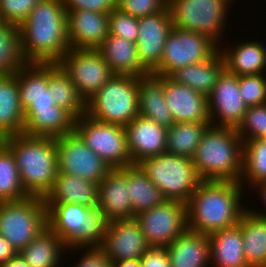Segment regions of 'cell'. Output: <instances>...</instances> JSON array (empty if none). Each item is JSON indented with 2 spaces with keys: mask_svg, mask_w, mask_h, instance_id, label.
Segmentation results:
<instances>
[{
  "mask_svg": "<svg viewBox=\"0 0 266 267\" xmlns=\"http://www.w3.org/2000/svg\"><path fill=\"white\" fill-rule=\"evenodd\" d=\"M24 111L21 107L17 72L0 74V136L22 134Z\"/></svg>",
  "mask_w": 266,
  "mask_h": 267,
  "instance_id": "27",
  "label": "cell"
},
{
  "mask_svg": "<svg viewBox=\"0 0 266 267\" xmlns=\"http://www.w3.org/2000/svg\"><path fill=\"white\" fill-rule=\"evenodd\" d=\"M242 188L238 181H202L186 203L187 228L209 235L239 224L247 210Z\"/></svg>",
  "mask_w": 266,
  "mask_h": 267,
  "instance_id": "3",
  "label": "cell"
},
{
  "mask_svg": "<svg viewBox=\"0 0 266 267\" xmlns=\"http://www.w3.org/2000/svg\"><path fill=\"white\" fill-rule=\"evenodd\" d=\"M138 32V18L124 13L118 7L109 13V34L136 43L139 36Z\"/></svg>",
  "mask_w": 266,
  "mask_h": 267,
  "instance_id": "41",
  "label": "cell"
},
{
  "mask_svg": "<svg viewBox=\"0 0 266 267\" xmlns=\"http://www.w3.org/2000/svg\"><path fill=\"white\" fill-rule=\"evenodd\" d=\"M239 89L247 108L266 104V78L263 74L239 76Z\"/></svg>",
  "mask_w": 266,
  "mask_h": 267,
  "instance_id": "40",
  "label": "cell"
},
{
  "mask_svg": "<svg viewBox=\"0 0 266 267\" xmlns=\"http://www.w3.org/2000/svg\"><path fill=\"white\" fill-rule=\"evenodd\" d=\"M210 264L215 267H249L244 256L241 227L237 224L231 228L209 234Z\"/></svg>",
  "mask_w": 266,
  "mask_h": 267,
  "instance_id": "30",
  "label": "cell"
},
{
  "mask_svg": "<svg viewBox=\"0 0 266 267\" xmlns=\"http://www.w3.org/2000/svg\"><path fill=\"white\" fill-rule=\"evenodd\" d=\"M171 267H206L211 262L209 235L186 229L166 246Z\"/></svg>",
  "mask_w": 266,
  "mask_h": 267,
  "instance_id": "25",
  "label": "cell"
},
{
  "mask_svg": "<svg viewBox=\"0 0 266 267\" xmlns=\"http://www.w3.org/2000/svg\"><path fill=\"white\" fill-rule=\"evenodd\" d=\"M18 252L12 245L0 234V265L15 257Z\"/></svg>",
  "mask_w": 266,
  "mask_h": 267,
  "instance_id": "47",
  "label": "cell"
},
{
  "mask_svg": "<svg viewBox=\"0 0 266 267\" xmlns=\"http://www.w3.org/2000/svg\"><path fill=\"white\" fill-rule=\"evenodd\" d=\"M254 187H255L256 189H258L257 192L259 193L260 197H262L261 199H263L262 201H263L264 205H266V181H262V182L256 184L255 186H253L252 188H254ZM249 210H250L253 214L257 215V216L266 218V214H265V212H264V213H263V212H259V211L257 212V210L254 211V210H252V209H249Z\"/></svg>",
  "mask_w": 266,
  "mask_h": 267,
  "instance_id": "48",
  "label": "cell"
},
{
  "mask_svg": "<svg viewBox=\"0 0 266 267\" xmlns=\"http://www.w3.org/2000/svg\"><path fill=\"white\" fill-rule=\"evenodd\" d=\"M236 130L243 142L261 138L266 130V104L248 107Z\"/></svg>",
  "mask_w": 266,
  "mask_h": 267,
  "instance_id": "39",
  "label": "cell"
},
{
  "mask_svg": "<svg viewBox=\"0 0 266 267\" xmlns=\"http://www.w3.org/2000/svg\"><path fill=\"white\" fill-rule=\"evenodd\" d=\"M41 0H0V18L3 22L20 25Z\"/></svg>",
  "mask_w": 266,
  "mask_h": 267,
  "instance_id": "42",
  "label": "cell"
},
{
  "mask_svg": "<svg viewBox=\"0 0 266 267\" xmlns=\"http://www.w3.org/2000/svg\"><path fill=\"white\" fill-rule=\"evenodd\" d=\"M238 225L241 227L247 265L266 267V218L253 214L248 208Z\"/></svg>",
  "mask_w": 266,
  "mask_h": 267,
  "instance_id": "32",
  "label": "cell"
},
{
  "mask_svg": "<svg viewBox=\"0 0 266 267\" xmlns=\"http://www.w3.org/2000/svg\"><path fill=\"white\" fill-rule=\"evenodd\" d=\"M230 50H220L228 73L243 76L264 74L266 69V46L260 41L240 42ZM225 51V52H224Z\"/></svg>",
  "mask_w": 266,
  "mask_h": 267,
  "instance_id": "29",
  "label": "cell"
},
{
  "mask_svg": "<svg viewBox=\"0 0 266 267\" xmlns=\"http://www.w3.org/2000/svg\"><path fill=\"white\" fill-rule=\"evenodd\" d=\"M0 267H30V265L25 261L22 255L18 253L15 257L1 264Z\"/></svg>",
  "mask_w": 266,
  "mask_h": 267,
  "instance_id": "49",
  "label": "cell"
},
{
  "mask_svg": "<svg viewBox=\"0 0 266 267\" xmlns=\"http://www.w3.org/2000/svg\"><path fill=\"white\" fill-rule=\"evenodd\" d=\"M150 247H166L187 228L186 204L166 200L135 216Z\"/></svg>",
  "mask_w": 266,
  "mask_h": 267,
  "instance_id": "14",
  "label": "cell"
},
{
  "mask_svg": "<svg viewBox=\"0 0 266 267\" xmlns=\"http://www.w3.org/2000/svg\"><path fill=\"white\" fill-rule=\"evenodd\" d=\"M47 224L67 246L97 245L100 223L96 211L78 204H51Z\"/></svg>",
  "mask_w": 266,
  "mask_h": 267,
  "instance_id": "11",
  "label": "cell"
},
{
  "mask_svg": "<svg viewBox=\"0 0 266 267\" xmlns=\"http://www.w3.org/2000/svg\"><path fill=\"white\" fill-rule=\"evenodd\" d=\"M66 11L88 10L109 14L118 6L114 0H63Z\"/></svg>",
  "mask_w": 266,
  "mask_h": 267,
  "instance_id": "45",
  "label": "cell"
},
{
  "mask_svg": "<svg viewBox=\"0 0 266 267\" xmlns=\"http://www.w3.org/2000/svg\"><path fill=\"white\" fill-rule=\"evenodd\" d=\"M243 141L235 128L210 125L192 157L202 181H238L242 173Z\"/></svg>",
  "mask_w": 266,
  "mask_h": 267,
  "instance_id": "5",
  "label": "cell"
},
{
  "mask_svg": "<svg viewBox=\"0 0 266 267\" xmlns=\"http://www.w3.org/2000/svg\"><path fill=\"white\" fill-rule=\"evenodd\" d=\"M23 133L57 138L74 132L75 118L55 104L48 90V63H27L17 71Z\"/></svg>",
  "mask_w": 266,
  "mask_h": 267,
  "instance_id": "1",
  "label": "cell"
},
{
  "mask_svg": "<svg viewBox=\"0 0 266 267\" xmlns=\"http://www.w3.org/2000/svg\"><path fill=\"white\" fill-rule=\"evenodd\" d=\"M4 143L13 153L25 192L44 198L58 173L56 138L22 133L5 137Z\"/></svg>",
  "mask_w": 266,
  "mask_h": 267,
  "instance_id": "4",
  "label": "cell"
},
{
  "mask_svg": "<svg viewBox=\"0 0 266 267\" xmlns=\"http://www.w3.org/2000/svg\"><path fill=\"white\" fill-rule=\"evenodd\" d=\"M98 210L100 225L119 219L134 218L127 188V167L111 169L98 184Z\"/></svg>",
  "mask_w": 266,
  "mask_h": 267,
  "instance_id": "19",
  "label": "cell"
},
{
  "mask_svg": "<svg viewBox=\"0 0 266 267\" xmlns=\"http://www.w3.org/2000/svg\"><path fill=\"white\" fill-rule=\"evenodd\" d=\"M232 1L234 0H170L167 7L174 28L206 34L221 48L224 47L220 46L221 34Z\"/></svg>",
  "mask_w": 266,
  "mask_h": 267,
  "instance_id": "9",
  "label": "cell"
},
{
  "mask_svg": "<svg viewBox=\"0 0 266 267\" xmlns=\"http://www.w3.org/2000/svg\"><path fill=\"white\" fill-rule=\"evenodd\" d=\"M58 65L75 84L85 102L114 75L97 49L70 48Z\"/></svg>",
  "mask_w": 266,
  "mask_h": 267,
  "instance_id": "13",
  "label": "cell"
},
{
  "mask_svg": "<svg viewBox=\"0 0 266 267\" xmlns=\"http://www.w3.org/2000/svg\"><path fill=\"white\" fill-rule=\"evenodd\" d=\"M138 115L166 128L175 123L165 101L163 75L138 77Z\"/></svg>",
  "mask_w": 266,
  "mask_h": 267,
  "instance_id": "24",
  "label": "cell"
},
{
  "mask_svg": "<svg viewBox=\"0 0 266 267\" xmlns=\"http://www.w3.org/2000/svg\"><path fill=\"white\" fill-rule=\"evenodd\" d=\"M112 267H142L140 259L112 262Z\"/></svg>",
  "mask_w": 266,
  "mask_h": 267,
  "instance_id": "50",
  "label": "cell"
},
{
  "mask_svg": "<svg viewBox=\"0 0 266 267\" xmlns=\"http://www.w3.org/2000/svg\"><path fill=\"white\" fill-rule=\"evenodd\" d=\"M208 106L211 125L237 129L247 110L240 95L239 76L224 70L208 96Z\"/></svg>",
  "mask_w": 266,
  "mask_h": 267,
  "instance_id": "17",
  "label": "cell"
},
{
  "mask_svg": "<svg viewBox=\"0 0 266 267\" xmlns=\"http://www.w3.org/2000/svg\"><path fill=\"white\" fill-rule=\"evenodd\" d=\"M97 246L112 262L140 259L150 247L135 218L100 225Z\"/></svg>",
  "mask_w": 266,
  "mask_h": 267,
  "instance_id": "16",
  "label": "cell"
},
{
  "mask_svg": "<svg viewBox=\"0 0 266 267\" xmlns=\"http://www.w3.org/2000/svg\"><path fill=\"white\" fill-rule=\"evenodd\" d=\"M260 139L266 140V130H265V133L263 134V136Z\"/></svg>",
  "mask_w": 266,
  "mask_h": 267,
  "instance_id": "53",
  "label": "cell"
},
{
  "mask_svg": "<svg viewBox=\"0 0 266 267\" xmlns=\"http://www.w3.org/2000/svg\"><path fill=\"white\" fill-rule=\"evenodd\" d=\"M68 251L72 249H86L82 258H79V262L76 263L75 267H112V261H110L105 253L97 245H87V246H68ZM79 248V249H78Z\"/></svg>",
  "mask_w": 266,
  "mask_h": 267,
  "instance_id": "44",
  "label": "cell"
},
{
  "mask_svg": "<svg viewBox=\"0 0 266 267\" xmlns=\"http://www.w3.org/2000/svg\"><path fill=\"white\" fill-rule=\"evenodd\" d=\"M140 261L142 267H171L166 247H149Z\"/></svg>",
  "mask_w": 266,
  "mask_h": 267,
  "instance_id": "46",
  "label": "cell"
},
{
  "mask_svg": "<svg viewBox=\"0 0 266 267\" xmlns=\"http://www.w3.org/2000/svg\"><path fill=\"white\" fill-rule=\"evenodd\" d=\"M48 90L55 104L67 110L75 119L85 114L86 102L58 63H48Z\"/></svg>",
  "mask_w": 266,
  "mask_h": 267,
  "instance_id": "33",
  "label": "cell"
},
{
  "mask_svg": "<svg viewBox=\"0 0 266 267\" xmlns=\"http://www.w3.org/2000/svg\"><path fill=\"white\" fill-rule=\"evenodd\" d=\"M127 188L134 218L137 214L162 204L166 199L138 164L127 166Z\"/></svg>",
  "mask_w": 266,
  "mask_h": 267,
  "instance_id": "34",
  "label": "cell"
},
{
  "mask_svg": "<svg viewBox=\"0 0 266 267\" xmlns=\"http://www.w3.org/2000/svg\"><path fill=\"white\" fill-rule=\"evenodd\" d=\"M74 131L110 169L133 165L124 126L102 122L84 114L75 120Z\"/></svg>",
  "mask_w": 266,
  "mask_h": 267,
  "instance_id": "10",
  "label": "cell"
},
{
  "mask_svg": "<svg viewBox=\"0 0 266 267\" xmlns=\"http://www.w3.org/2000/svg\"><path fill=\"white\" fill-rule=\"evenodd\" d=\"M163 91L174 122H210L208 97L164 75Z\"/></svg>",
  "mask_w": 266,
  "mask_h": 267,
  "instance_id": "20",
  "label": "cell"
},
{
  "mask_svg": "<svg viewBox=\"0 0 266 267\" xmlns=\"http://www.w3.org/2000/svg\"><path fill=\"white\" fill-rule=\"evenodd\" d=\"M47 226V209L42 197L0 202V234L18 253Z\"/></svg>",
  "mask_w": 266,
  "mask_h": 267,
  "instance_id": "8",
  "label": "cell"
},
{
  "mask_svg": "<svg viewBox=\"0 0 266 267\" xmlns=\"http://www.w3.org/2000/svg\"><path fill=\"white\" fill-rule=\"evenodd\" d=\"M210 122H175L166 133V153L192 159Z\"/></svg>",
  "mask_w": 266,
  "mask_h": 267,
  "instance_id": "35",
  "label": "cell"
},
{
  "mask_svg": "<svg viewBox=\"0 0 266 267\" xmlns=\"http://www.w3.org/2000/svg\"><path fill=\"white\" fill-rule=\"evenodd\" d=\"M19 35L28 63H58L70 49L63 0H41L19 25Z\"/></svg>",
  "mask_w": 266,
  "mask_h": 267,
  "instance_id": "2",
  "label": "cell"
},
{
  "mask_svg": "<svg viewBox=\"0 0 266 267\" xmlns=\"http://www.w3.org/2000/svg\"><path fill=\"white\" fill-rule=\"evenodd\" d=\"M4 143V138L0 136V146Z\"/></svg>",
  "mask_w": 266,
  "mask_h": 267,
  "instance_id": "52",
  "label": "cell"
},
{
  "mask_svg": "<svg viewBox=\"0 0 266 267\" xmlns=\"http://www.w3.org/2000/svg\"><path fill=\"white\" fill-rule=\"evenodd\" d=\"M167 7L165 0H124L118 5L124 13L142 18L162 12Z\"/></svg>",
  "mask_w": 266,
  "mask_h": 267,
  "instance_id": "43",
  "label": "cell"
},
{
  "mask_svg": "<svg viewBox=\"0 0 266 267\" xmlns=\"http://www.w3.org/2000/svg\"><path fill=\"white\" fill-rule=\"evenodd\" d=\"M29 195L25 192L11 149L0 146V202L17 201Z\"/></svg>",
  "mask_w": 266,
  "mask_h": 267,
  "instance_id": "38",
  "label": "cell"
},
{
  "mask_svg": "<svg viewBox=\"0 0 266 267\" xmlns=\"http://www.w3.org/2000/svg\"><path fill=\"white\" fill-rule=\"evenodd\" d=\"M58 172L99 184L110 167L74 131L56 138Z\"/></svg>",
  "mask_w": 266,
  "mask_h": 267,
  "instance_id": "15",
  "label": "cell"
},
{
  "mask_svg": "<svg viewBox=\"0 0 266 267\" xmlns=\"http://www.w3.org/2000/svg\"><path fill=\"white\" fill-rule=\"evenodd\" d=\"M225 70L224 58L218 50L205 62L190 64L176 69L169 77L208 97L219 76Z\"/></svg>",
  "mask_w": 266,
  "mask_h": 267,
  "instance_id": "28",
  "label": "cell"
},
{
  "mask_svg": "<svg viewBox=\"0 0 266 267\" xmlns=\"http://www.w3.org/2000/svg\"><path fill=\"white\" fill-rule=\"evenodd\" d=\"M124 0H114V2L116 3V5L118 6L121 2H123Z\"/></svg>",
  "mask_w": 266,
  "mask_h": 267,
  "instance_id": "51",
  "label": "cell"
},
{
  "mask_svg": "<svg viewBox=\"0 0 266 267\" xmlns=\"http://www.w3.org/2000/svg\"><path fill=\"white\" fill-rule=\"evenodd\" d=\"M138 21V56L141 65L151 73L160 64L166 40L174 27L168 7L160 13L139 18Z\"/></svg>",
  "mask_w": 266,
  "mask_h": 267,
  "instance_id": "18",
  "label": "cell"
},
{
  "mask_svg": "<svg viewBox=\"0 0 266 267\" xmlns=\"http://www.w3.org/2000/svg\"><path fill=\"white\" fill-rule=\"evenodd\" d=\"M67 245L47 226L19 254L30 267H59ZM62 252V253H61ZM60 260V261H59Z\"/></svg>",
  "mask_w": 266,
  "mask_h": 267,
  "instance_id": "31",
  "label": "cell"
},
{
  "mask_svg": "<svg viewBox=\"0 0 266 267\" xmlns=\"http://www.w3.org/2000/svg\"><path fill=\"white\" fill-rule=\"evenodd\" d=\"M244 179L251 187L266 181V140L258 138L243 142L241 184H246Z\"/></svg>",
  "mask_w": 266,
  "mask_h": 267,
  "instance_id": "37",
  "label": "cell"
},
{
  "mask_svg": "<svg viewBox=\"0 0 266 267\" xmlns=\"http://www.w3.org/2000/svg\"><path fill=\"white\" fill-rule=\"evenodd\" d=\"M108 34L109 14L67 11V37L71 49H98Z\"/></svg>",
  "mask_w": 266,
  "mask_h": 267,
  "instance_id": "21",
  "label": "cell"
},
{
  "mask_svg": "<svg viewBox=\"0 0 266 267\" xmlns=\"http://www.w3.org/2000/svg\"><path fill=\"white\" fill-rule=\"evenodd\" d=\"M124 129L132 164L166 153V127L138 115Z\"/></svg>",
  "mask_w": 266,
  "mask_h": 267,
  "instance_id": "22",
  "label": "cell"
},
{
  "mask_svg": "<svg viewBox=\"0 0 266 267\" xmlns=\"http://www.w3.org/2000/svg\"><path fill=\"white\" fill-rule=\"evenodd\" d=\"M98 194V184L58 172L52 188L43 199L46 209L51 204H78L97 212Z\"/></svg>",
  "mask_w": 266,
  "mask_h": 267,
  "instance_id": "23",
  "label": "cell"
},
{
  "mask_svg": "<svg viewBox=\"0 0 266 267\" xmlns=\"http://www.w3.org/2000/svg\"><path fill=\"white\" fill-rule=\"evenodd\" d=\"M114 74L136 77L150 73L141 65L136 43L108 34L97 49Z\"/></svg>",
  "mask_w": 266,
  "mask_h": 267,
  "instance_id": "26",
  "label": "cell"
},
{
  "mask_svg": "<svg viewBox=\"0 0 266 267\" xmlns=\"http://www.w3.org/2000/svg\"><path fill=\"white\" fill-rule=\"evenodd\" d=\"M138 165L166 200L187 203L202 182L192 159L168 153L143 159Z\"/></svg>",
  "mask_w": 266,
  "mask_h": 267,
  "instance_id": "7",
  "label": "cell"
},
{
  "mask_svg": "<svg viewBox=\"0 0 266 267\" xmlns=\"http://www.w3.org/2000/svg\"><path fill=\"white\" fill-rule=\"evenodd\" d=\"M28 62L23 56L19 26L0 24V74H15Z\"/></svg>",
  "mask_w": 266,
  "mask_h": 267,
  "instance_id": "36",
  "label": "cell"
},
{
  "mask_svg": "<svg viewBox=\"0 0 266 267\" xmlns=\"http://www.w3.org/2000/svg\"><path fill=\"white\" fill-rule=\"evenodd\" d=\"M218 50L219 45L206 34L173 28L160 64L150 74L170 76L176 69L205 62Z\"/></svg>",
  "mask_w": 266,
  "mask_h": 267,
  "instance_id": "12",
  "label": "cell"
},
{
  "mask_svg": "<svg viewBox=\"0 0 266 267\" xmlns=\"http://www.w3.org/2000/svg\"><path fill=\"white\" fill-rule=\"evenodd\" d=\"M85 114L102 122L128 125L138 116V77L114 74L86 101Z\"/></svg>",
  "mask_w": 266,
  "mask_h": 267,
  "instance_id": "6",
  "label": "cell"
}]
</instances>
